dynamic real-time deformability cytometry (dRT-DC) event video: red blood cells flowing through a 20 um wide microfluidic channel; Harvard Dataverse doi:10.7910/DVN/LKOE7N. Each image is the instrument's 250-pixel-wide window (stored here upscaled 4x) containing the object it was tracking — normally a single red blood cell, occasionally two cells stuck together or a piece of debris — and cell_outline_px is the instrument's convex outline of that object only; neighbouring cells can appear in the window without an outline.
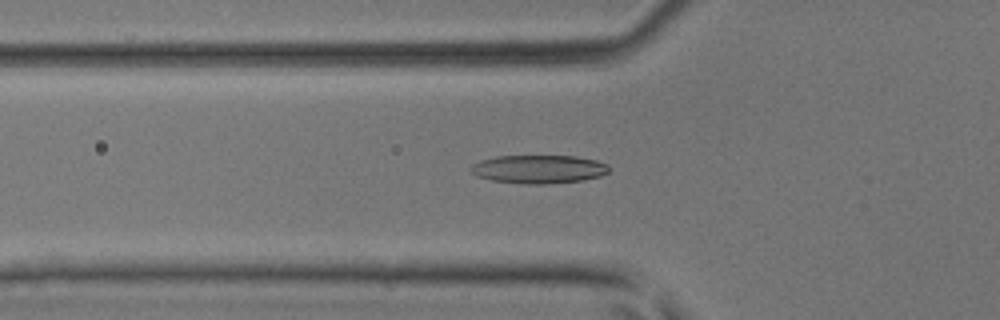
{"species": "common noctule bat (a hibernating species)", "species_latin": "Nyctalus noctula", "temperature_condition": "room temperature", "stored_images_in_passage": 45, "camera_frame_rate_fps": 3000, "um_per_image_px": 0.085, "animal": {"sex": "male", "body_mass_g": 17.9, "forearm_length_mm": 54.2}, "frame": {"image": 1, "passage_image": 16, "time_ms": 5.0, "image_size_px": [1000, 320], "cell_outline_px": [[608, 172], [600, 176], [580, 180], [544, 184], [528, 184], [492, 180], [476, 176], [472, 172], [472, 164], [480, 160], [496, 156], [576, 156], [596, 160], [608, 164]], "centroid_in_image_um": [45.79, 14.37], "position_along_channel_um": 80.0, "area_um2": 22.66}}
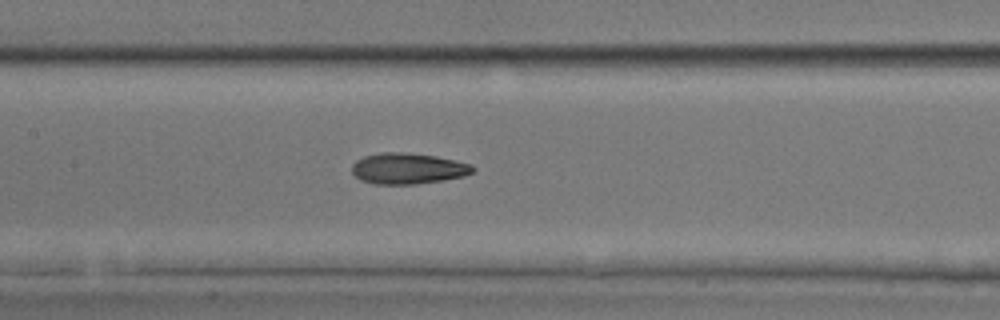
{"frame": {"image": 2, "passage_image": 22, "time_ms": 7.0, "image_size_px": [1000, 320], "cell_outline_px": [[476, 168], [472, 172], [464, 176], [444, 180], [416, 184], [376, 184], [360, 180], [352, 172], [352, 164], [356, 160], [364, 156], [380, 152], [404, 152], [436, 156], [472, 164]], "centroid_in_image_um": [34.67, 14.32], "position_along_channel_um": 172.7, "area_um2": 21.91}}
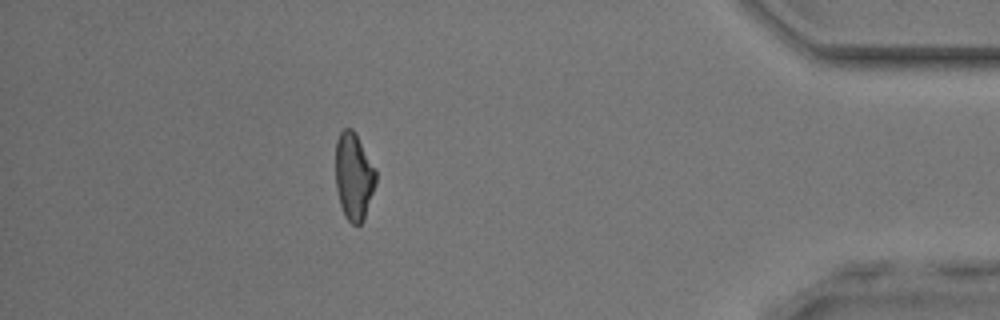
{"frame": {"image": 3, "passage_image": 40, "time_ms": 13.0, "image_size_px": [1000, 320], "cell_outline_px": [[376, 184], [364, 220], [360, 224], [352, 224], [344, 216], [340, 204], [336, 188], [336, 140], [340, 132], [344, 128], [352, 128], [356, 132], [376, 168]], "centroid_in_image_um": [30.08, 14.97], "position_along_channel_um": 405.1, "area_um2": 20.81}}